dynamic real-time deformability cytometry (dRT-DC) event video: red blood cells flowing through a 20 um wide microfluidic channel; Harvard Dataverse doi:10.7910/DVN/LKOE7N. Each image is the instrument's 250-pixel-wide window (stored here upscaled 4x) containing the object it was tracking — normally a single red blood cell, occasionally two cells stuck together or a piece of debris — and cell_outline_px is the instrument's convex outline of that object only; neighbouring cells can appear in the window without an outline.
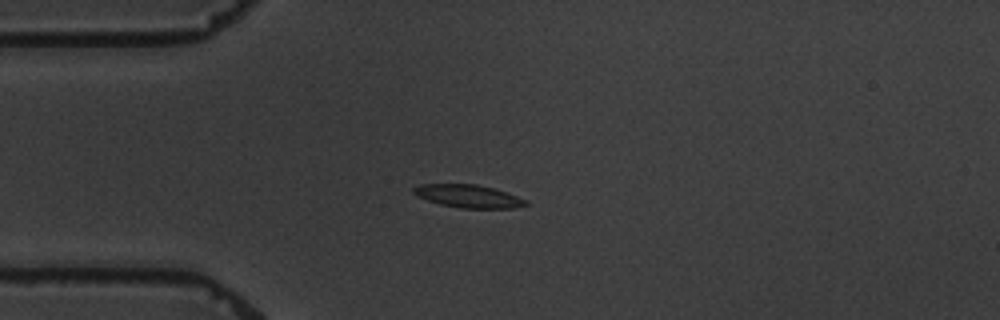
{"species": "common noctule bat (a hibernating species)", "species_latin": "Nyctalus noctula", "temperature_condition": "warm", "stored_images_in_passage": 4, "camera_frame_rate_fps": 3000, "um_per_image_px": 0.085, "animal": {"sex": "male", "body_mass_g": 19.5, "forearm_length_mm": 54.6}, "frame": {"image": 1, "passage_image": 4, "time_ms": 3.333, "image_size_px": [1000, 320], "cell_outline_px": [[528, 204], [512, 208], [460, 208], [440, 204], [428, 200], [412, 192], [412, 188], [420, 184], [476, 184], [492, 188], [528, 200]], "centroid_in_image_um": [39.8, 16.67], "position_along_channel_um": 45.2, "area_um2": 14.74}}